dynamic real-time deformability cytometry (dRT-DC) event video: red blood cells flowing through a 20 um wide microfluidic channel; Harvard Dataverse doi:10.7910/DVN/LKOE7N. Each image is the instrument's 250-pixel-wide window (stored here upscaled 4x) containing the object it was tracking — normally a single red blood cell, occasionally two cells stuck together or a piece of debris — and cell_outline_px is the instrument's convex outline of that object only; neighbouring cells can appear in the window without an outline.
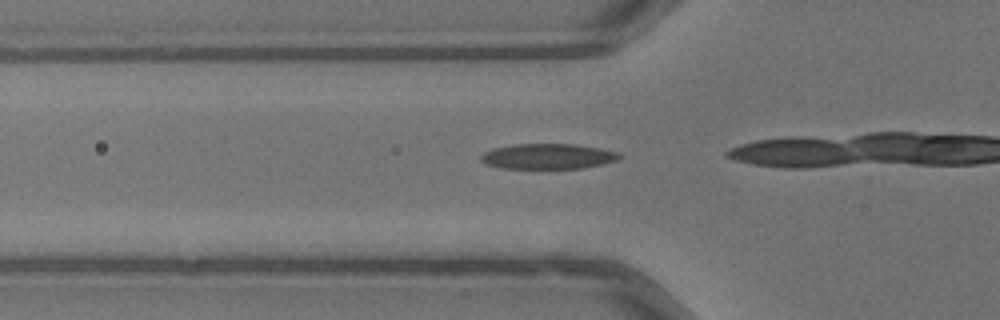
{"species": "common noctule bat (a hibernating species)", "species_latin": "Nyctalus noctula", "temperature_condition": "warm", "stored_images_in_passage": 4, "camera_frame_rate_fps": 3000, "um_per_image_px": 0.085, "animal": {"sex": "male", "body_mass_g": 13.3}, "frame": {"image": 1, "passage_image": 2, "time_ms": 0.333, "image_size_px": [1000, 320], "cell_outline_px": [[620, 156], [616, 160], [604, 164], [584, 168], [504, 168], [488, 164], [480, 160], [480, 156], [484, 152], [492, 148], [516, 144], [572, 144], [600, 148], [620, 152]], "centroid_in_image_um": [46.58, 13.28], "position_along_channel_um": 79.2, "area_um2": 20.35}}